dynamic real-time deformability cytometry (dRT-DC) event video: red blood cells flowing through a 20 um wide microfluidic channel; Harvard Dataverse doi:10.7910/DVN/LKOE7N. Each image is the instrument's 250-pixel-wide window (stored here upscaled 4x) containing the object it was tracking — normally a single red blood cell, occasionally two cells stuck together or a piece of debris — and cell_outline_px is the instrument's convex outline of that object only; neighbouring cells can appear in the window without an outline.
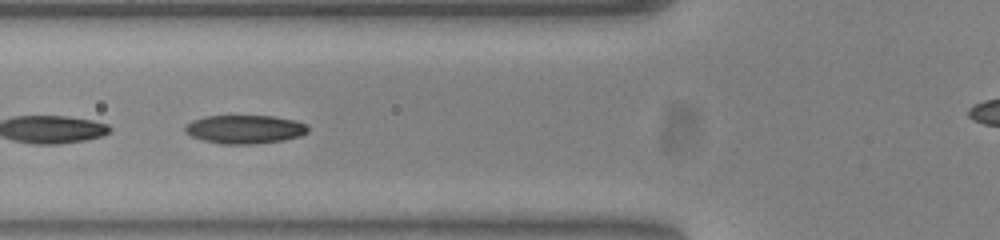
{"species": "common noctule bat (a hibernating species)", "species_latin": "Nyctalus noctula", "temperature_condition": "warm", "stored_images_in_passage": 10, "camera_frame_rate_fps": 3000, "um_per_image_px": 0.085, "animal": {"sex": "female", "body_mass_g": 23.0, "forearm_length_mm": 53.4}, "frame": {"image": 1, "passage_image": 6, "time_ms": 1.667, "image_size_px": [1000, 240], "cell_outline_px": [[308, 132], [300, 136], [284, 140], [252, 144], [224, 144], [204, 140], [192, 136], [184, 132], [184, 128], [192, 120], [204, 116], [272, 116], [292, 120], [304, 124], [308, 128]], "centroid_in_image_um": [20.78, 10.99], "position_along_channel_um": 105.0, "area_um2": 20.23}}